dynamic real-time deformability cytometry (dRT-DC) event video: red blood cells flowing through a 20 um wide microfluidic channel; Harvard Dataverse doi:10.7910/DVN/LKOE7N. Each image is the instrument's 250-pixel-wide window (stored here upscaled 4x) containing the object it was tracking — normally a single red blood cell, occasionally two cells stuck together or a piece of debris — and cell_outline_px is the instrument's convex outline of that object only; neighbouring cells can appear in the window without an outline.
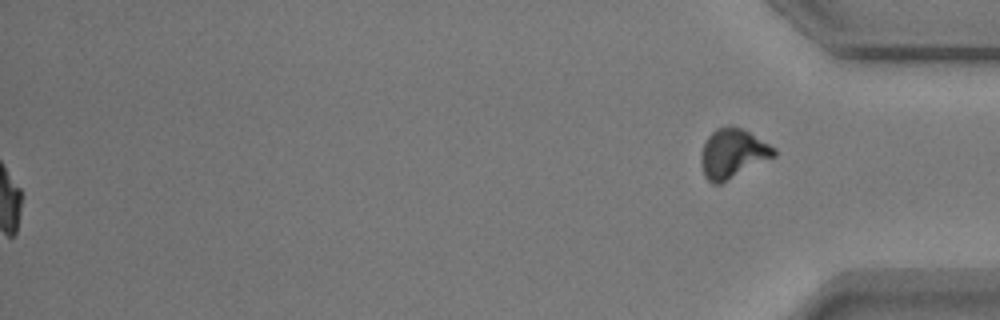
{"species": "common noctule bat (a hibernating species)", "species_latin": "Nyctalus noctula", "temperature_condition": "warm", "stored_images_in_passage": 43, "segment_of_instrument_passage": [2, 2], "camera_frame_rate_fps": 3000, "um_per_image_px": 0.085, "animal": {"sex": "male", "body_mass_g": 17.9}, "frame": {"image": 1, "passage_image": 43, "time_ms": 14.0, "image_size_px": [1000, 320], "cell_outline_px": [[776, 156], [720, 184], [712, 184], [704, 176], [700, 164], [700, 156], [704, 144], [708, 136], [716, 128], [732, 124], [748, 132], [776, 148]], "centroid_in_image_um": [62.26, 13.05], "position_along_channel_um": 372.9, "area_um2": 21.04}}